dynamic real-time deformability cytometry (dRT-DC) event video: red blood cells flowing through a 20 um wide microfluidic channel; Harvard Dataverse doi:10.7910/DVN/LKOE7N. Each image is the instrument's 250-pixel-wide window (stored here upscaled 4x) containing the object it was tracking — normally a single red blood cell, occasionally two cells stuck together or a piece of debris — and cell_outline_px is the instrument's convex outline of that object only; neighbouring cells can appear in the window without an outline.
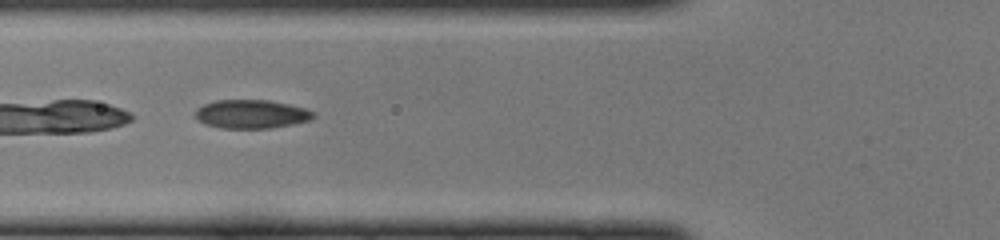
{"species": "common noctule bat (a hibernating species)", "species_latin": "Nyctalus noctula", "temperature_condition": "cold", "stored_images_in_passage": 31, "camera_frame_rate_fps": 3000, "um_per_image_px": 0.085, "animal": {"sex": "female", "body_mass_g": 22.0, "forearm_length_mm": 56.7}, "frame": {"image": 1, "passage_image": 4, "time_ms": 1.0, "image_size_px": [1000, 240], "cell_outline_px": [[316, 116], [312, 120], [272, 128], [220, 128], [204, 124], [196, 116], [196, 108], [204, 104], [216, 100], [268, 100], [288, 104], [304, 108], [312, 112]], "centroid_in_image_um": [21.37, 9.7], "position_along_channel_um": 104.4, "area_um2": 19.65}}
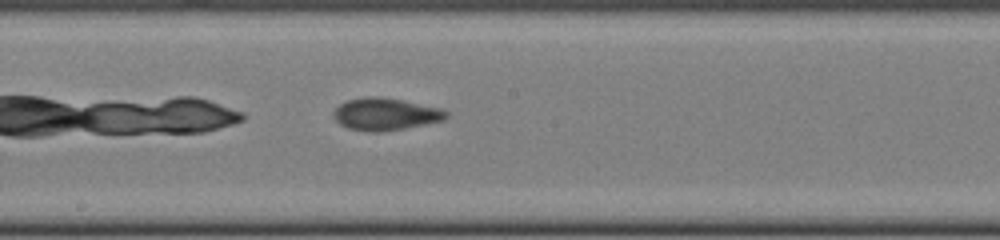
{"frame": {"image": 2, "passage_image": 12, "time_ms": 3.667, "image_size_px": [1000, 240], "cell_outline_px": [[448, 116], [444, 120], [404, 128], [376, 132], [372, 132], [348, 128], [340, 124], [332, 116], [332, 112], [340, 104], [348, 100], [364, 96], [376, 96], [404, 100], [440, 108], [448, 112]], "centroid_in_image_um": [32.74, 9.69], "position_along_channel_um": 215.5, "area_um2": 21.1}}
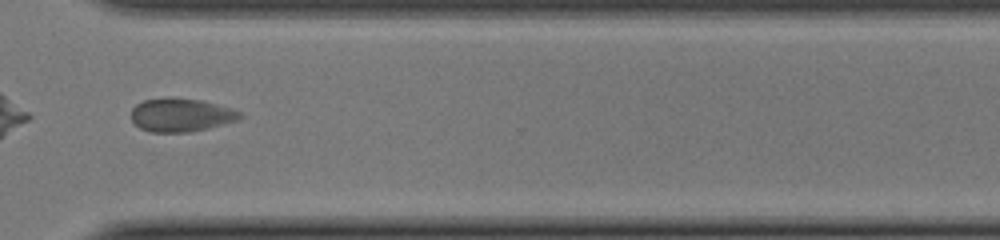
{"frame": {"image": 3, "passage_image": 22, "time_ms": 7.0, "image_size_px": [1000, 240], "cell_outline_px": [[244, 116], [240, 120], [208, 128], [188, 132], [152, 132], [140, 128], [132, 120], [132, 108], [136, 104], [144, 100], [168, 96], [204, 100], [232, 108], [240, 112]], "centroid_in_image_um": [15.42, 9.75], "position_along_channel_um": 355.2, "area_um2": 21.5}}